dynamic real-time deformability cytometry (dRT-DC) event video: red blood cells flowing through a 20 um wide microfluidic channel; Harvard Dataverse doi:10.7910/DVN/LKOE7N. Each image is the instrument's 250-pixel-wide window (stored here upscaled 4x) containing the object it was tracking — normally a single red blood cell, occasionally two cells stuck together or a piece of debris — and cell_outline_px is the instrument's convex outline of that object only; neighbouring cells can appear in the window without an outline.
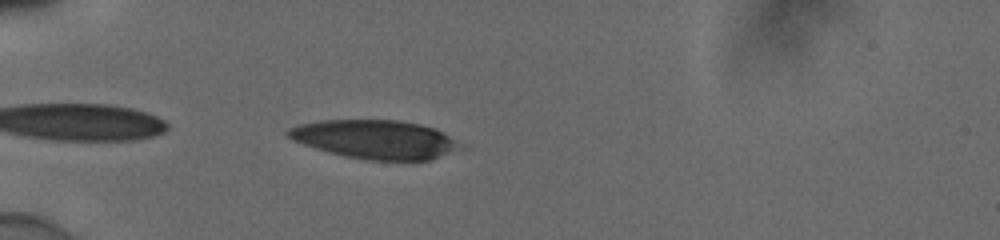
{"species": "human", "species_latin": "Homo sapiens", "temperature_condition": "cold", "stored_images_in_passage": 36, "camera_frame_rate_fps": 3000, "um_per_image_px": 0.085, "donor": {"sex": "male"}, "frame": {"image": 1, "passage_image": 2, "time_ms": 0.333, "image_size_px": [1000, 240], "cell_outline_px": [[464, 148], [428, 160], [368, 160], [344, 156], [328, 152], [292, 140], [284, 132], [288, 128], [300, 124], [320, 120], [400, 120], [420, 124], [432, 128], [464, 144]], "centroid_in_image_um": [31.88, 11.84], "position_along_channel_um": 53.1, "area_um2": 38.78}}
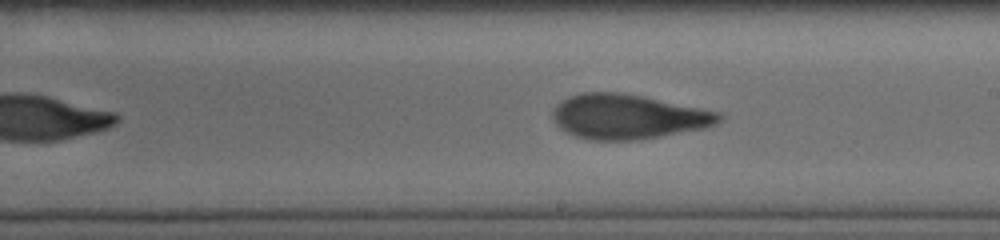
{"frame": {"image": 2, "passage_image": 18, "time_ms": 5.667, "image_size_px": [1000, 240], "cell_outline_px": [[724, 116], [716, 124], [708, 128], [640, 140], [592, 140], [576, 136], [560, 128], [552, 120], [552, 112], [556, 104], [568, 96], [580, 92], [616, 92], [640, 96], [720, 112]], "centroid_in_image_um": [53.37, 9.92], "position_along_channel_um": 235.6, "area_um2": 43.41}}
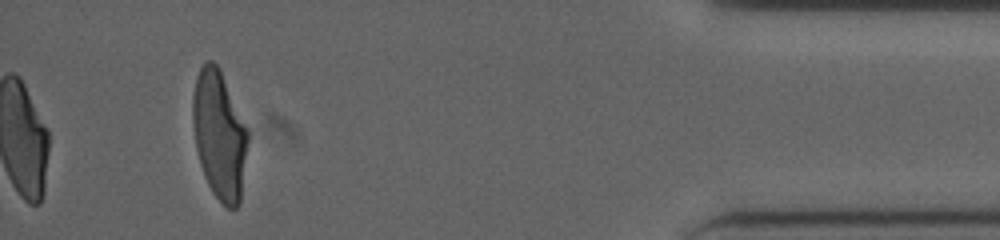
{"frame": {"image": 3, "passage_image": 36, "time_ms": 11.667, "image_size_px": [1000, 240], "cell_outline_px": [[248, 140], [240, 204], [236, 208], [228, 208], [212, 192], [204, 176], [200, 164], [196, 148], [192, 120], [192, 96], [196, 76], [204, 60], [212, 60], [216, 64], [248, 128]], "centroid_in_image_um": [18.63, 11.47], "position_along_channel_um": 416.6, "area_um2": 41.1}, "authors_computed_cell_mechanics": {"area_um2": 42.483, "velocity_mm_per_s": 3.8738, "shape_relaxation_time_tau1_ms": 4.4736, "shape_relaxation_time_tau2_ms": 1.6402, "deformation_change_tau1": 0.1989, "deformation_change_tau2": 0.0998}}